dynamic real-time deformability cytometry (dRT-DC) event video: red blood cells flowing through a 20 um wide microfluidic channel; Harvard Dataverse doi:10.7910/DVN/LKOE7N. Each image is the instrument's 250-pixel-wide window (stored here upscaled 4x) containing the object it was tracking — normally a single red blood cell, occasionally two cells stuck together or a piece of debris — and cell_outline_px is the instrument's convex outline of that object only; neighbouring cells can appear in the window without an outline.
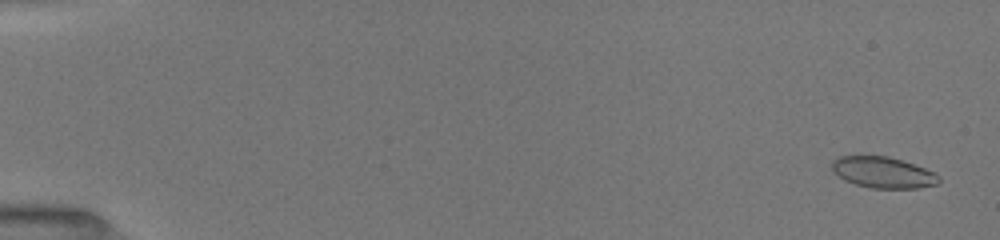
{"species": "common noctule bat (a hibernating species)", "species_latin": "Nyctalus noctula", "temperature_condition": "room temperature", "stored_images_in_passage": 52, "camera_frame_rate_fps": 3000, "um_per_image_px": 0.085, "animal": {"sex": "female", "body_mass_g": 19.5, "forearm_length_mm": 54.1}, "frame": {"image": 1, "passage_image": 2, "time_ms": 0.333, "image_size_px": [1000, 240], "cell_outline_px": [[940, 180], [936, 184], [920, 188], [872, 188], [856, 184], [844, 180], [832, 172], [832, 160], [840, 156], [888, 156], [936, 172], [940, 176]], "centroid_in_image_um": [75.05, 14.66], "position_along_channel_um": 10.0, "area_um2": 19.36}}
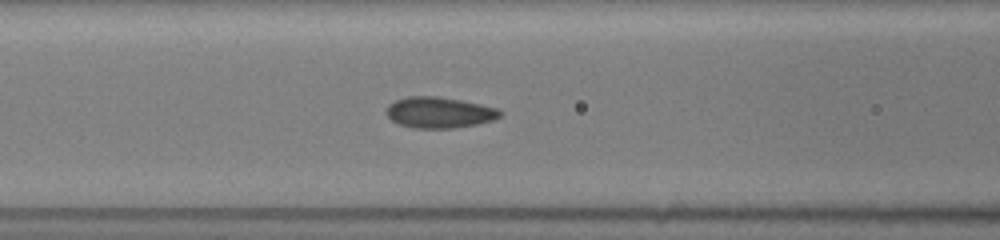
{"frame": {"image": 2, "passage_image": 23, "time_ms": 7.333, "image_size_px": [1000, 240], "cell_outline_px": [[504, 112], [500, 116], [492, 120], [476, 124], [452, 128], [416, 128], [400, 124], [392, 120], [388, 116], [388, 104], [396, 100], [408, 96], [436, 96], [460, 100], [480, 104], [496, 108]], "centroid_in_image_um": [37.35, 9.55], "position_along_channel_um": 129.2, "area_um2": 20.23}}
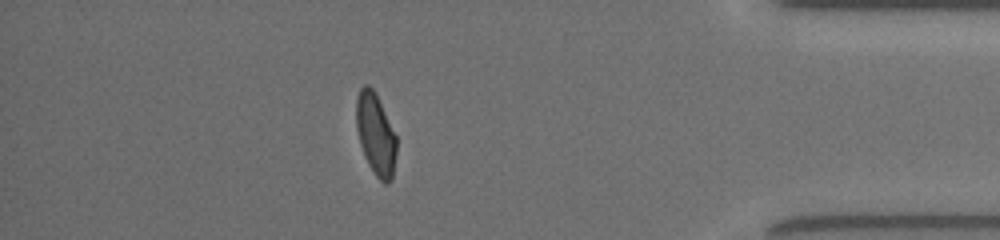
{"frame": {"image": 3, "passage_image": 46, "time_ms": 15.0, "image_size_px": [1000, 240], "cell_outline_px": [[396, 152], [392, 180], [388, 184], [384, 184], [376, 176], [368, 164], [364, 156], [360, 144], [356, 128], [356, 100], [360, 88], [364, 84], [368, 84], [376, 92], [396, 136]], "centroid_in_image_um": [31.92, 11.41], "position_along_channel_um": 403.3, "area_um2": 19.31}, "authors_computed_cell_mechanics": {"area_um2": 20.0277, "velocity_mm_per_s": 4.0158, "shape_relaxation_time_tau1_ms": 4.972, "shape_relaxation_time_tau2_ms": 0.8475, "deformation_change_tau1": 0.1397, "deformation_change_tau2": 0.0456}}